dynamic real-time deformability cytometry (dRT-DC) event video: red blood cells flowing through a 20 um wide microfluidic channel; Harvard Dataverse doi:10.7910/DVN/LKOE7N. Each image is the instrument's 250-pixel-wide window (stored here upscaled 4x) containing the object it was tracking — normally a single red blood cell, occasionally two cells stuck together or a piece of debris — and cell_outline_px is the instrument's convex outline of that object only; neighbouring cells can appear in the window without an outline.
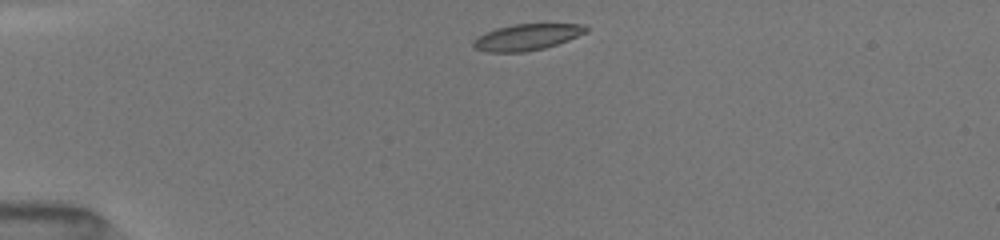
{"species": "common noctule bat (a hibernating species)", "species_latin": "Nyctalus noctula", "temperature_condition": "room temperature", "stored_images_in_passage": 39, "camera_frame_rate_fps": 3000, "um_per_image_px": 0.085, "animal": {"sex": "female", "body_mass_g": 19.5, "forearm_length_mm": 54.1}, "frame": {"image": 1, "passage_image": 1, "time_ms": 0.0, "image_size_px": [1000, 240], "cell_outline_px": [[588, 32], [568, 40], [544, 48], [524, 52], [484, 52], [472, 48], [472, 40], [476, 36], [484, 32], [496, 28], [512, 24], [584, 24], [588, 28]], "centroid_in_image_um": [44.72, 3.16], "position_along_channel_um": 40.3, "area_um2": 17.51}}
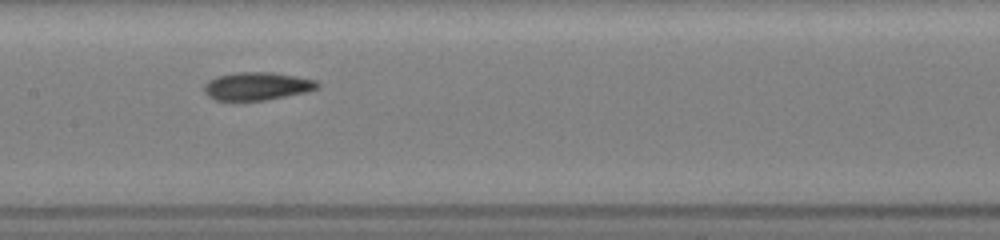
{"frame": {"image": 2, "passage_image": 15, "time_ms": 4.667, "image_size_px": [1000, 240], "cell_outline_px": [[320, 88], [308, 92], [264, 100], [236, 104], [216, 100], [208, 96], [204, 92], [204, 84], [208, 80], [220, 76], [240, 72], [272, 72], [296, 76], [316, 80], [320, 84]], "centroid_in_image_um": [21.83, 7.37], "position_along_channel_um": 185.6, "area_um2": 19.13}}
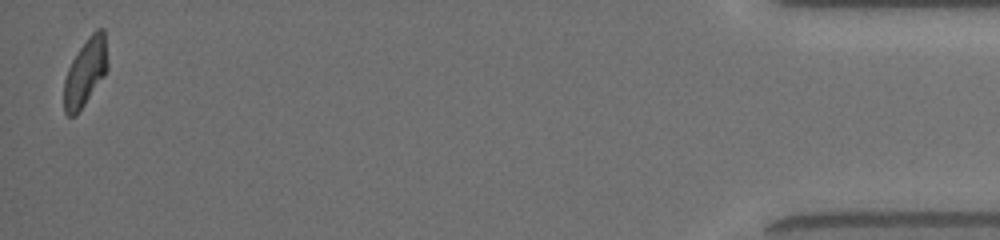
{"frame": {"image": 3, "passage_image": 39, "time_ms": 12.667, "image_size_px": [1000, 240], "cell_outline_px": [[108, 68], [104, 76], [76, 116], [68, 116], [64, 112], [64, 80], [68, 68], [72, 60], [88, 36], [96, 28], [104, 28], [108, 64]], "centroid_in_image_um": [7.26, 6.13], "position_along_channel_um": 427.9, "area_um2": 17.17}, "authors_computed_cell_mechanics": {"area_um2": 17.8024, "velocity_mm_per_s": 4.0332, "shape_relaxation_time_tau1_ms": 2.6456, "shape_relaxation_time_tau2_ms": 2.8135, "deformation_change_tau1": 0.1355, "deformation_change_tau2": 0.0739}}